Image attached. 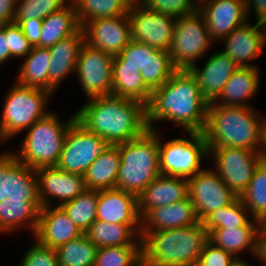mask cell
Listing matches in <instances>:
<instances>
[{
	"mask_svg": "<svg viewBox=\"0 0 266 266\" xmlns=\"http://www.w3.org/2000/svg\"><path fill=\"white\" fill-rule=\"evenodd\" d=\"M207 107L194 76L189 70L177 69L168 81L152 91L146 106L147 126L155 131L157 121H169L186 132H203Z\"/></svg>",
	"mask_w": 266,
	"mask_h": 266,
	"instance_id": "obj_1",
	"label": "cell"
},
{
	"mask_svg": "<svg viewBox=\"0 0 266 266\" xmlns=\"http://www.w3.org/2000/svg\"><path fill=\"white\" fill-rule=\"evenodd\" d=\"M75 117L87 131L97 134L108 145L126 143L149 129L143 103L113 94L88 99L75 112Z\"/></svg>",
	"mask_w": 266,
	"mask_h": 266,
	"instance_id": "obj_2",
	"label": "cell"
},
{
	"mask_svg": "<svg viewBox=\"0 0 266 266\" xmlns=\"http://www.w3.org/2000/svg\"><path fill=\"white\" fill-rule=\"evenodd\" d=\"M264 120L253 107L211 102L208 103L202 133L208 148L232 147L261 151Z\"/></svg>",
	"mask_w": 266,
	"mask_h": 266,
	"instance_id": "obj_3",
	"label": "cell"
},
{
	"mask_svg": "<svg viewBox=\"0 0 266 266\" xmlns=\"http://www.w3.org/2000/svg\"><path fill=\"white\" fill-rule=\"evenodd\" d=\"M143 266H197L208 240L199 221L186 227L141 231Z\"/></svg>",
	"mask_w": 266,
	"mask_h": 266,
	"instance_id": "obj_4",
	"label": "cell"
},
{
	"mask_svg": "<svg viewBox=\"0 0 266 266\" xmlns=\"http://www.w3.org/2000/svg\"><path fill=\"white\" fill-rule=\"evenodd\" d=\"M116 146L121 158L116 189L138 196L161 174L158 130L148 129L140 137Z\"/></svg>",
	"mask_w": 266,
	"mask_h": 266,
	"instance_id": "obj_5",
	"label": "cell"
},
{
	"mask_svg": "<svg viewBox=\"0 0 266 266\" xmlns=\"http://www.w3.org/2000/svg\"><path fill=\"white\" fill-rule=\"evenodd\" d=\"M59 118L51 111L28 128L20 150L13 151L16 159L34 170L57 166L66 133L76 120L75 113L66 121Z\"/></svg>",
	"mask_w": 266,
	"mask_h": 266,
	"instance_id": "obj_6",
	"label": "cell"
},
{
	"mask_svg": "<svg viewBox=\"0 0 266 266\" xmlns=\"http://www.w3.org/2000/svg\"><path fill=\"white\" fill-rule=\"evenodd\" d=\"M12 85L5 95L0 115V142H8L51 112L47 110L51 93L18 82Z\"/></svg>",
	"mask_w": 266,
	"mask_h": 266,
	"instance_id": "obj_7",
	"label": "cell"
},
{
	"mask_svg": "<svg viewBox=\"0 0 266 266\" xmlns=\"http://www.w3.org/2000/svg\"><path fill=\"white\" fill-rule=\"evenodd\" d=\"M188 138H174L162 144L158 131L159 169L162 175L193 177L209 159L208 145L202 132H186Z\"/></svg>",
	"mask_w": 266,
	"mask_h": 266,
	"instance_id": "obj_8",
	"label": "cell"
},
{
	"mask_svg": "<svg viewBox=\"0 0 266 266\" xmlns=\"http://www.w3.org/2000/svg\"><path fill=\"white\" fill-rule=\"evenodd\" d=\"M204 18L196 12L178 17L174 26L169 54L176 69L188 70L213 45Z\"/></svg>",
	"mask_w": 266,
	"mask_h": 266,
	"instance_id": "obj_9",
	"label": "cell"
},
{
	"mask_svg": "<svg viewBox=\"0 0 266 266\" xmlns=\"http://www.w3.org/2000/svg\"><path fill=\"white\" fill-rule=\"evenodd\" d=\"M208 151L215 164L214 170L233 193L240 197L247 189L256 167L263 160L261 151L232 147H214L208 148Z\"/></svg>",
	"mask_w": 266,
	"mask_h": 266,
	"instance_id": "obj_10",
	"label": "cell"
},
{
	"mask_svg": "<svg viewBox=\"0 0 266 266\" xmlns=\"http://www.w3.org/2000/svg\"><path fill=\"white\" fill-rule=\"evenodd\" d=\"M131 40L169 51L177 18L145 7L140 2L127 11Z\"/></svg>",
	"mask_w": 266,
	"mask_h": 266,
	"instance_id": "obj_11",
	"label": "cell"
},
{
	"mask_svg": "<svg viewBox=\"0 0 266 266\" xmlns=\"http://www.w3.org/2000/svg\"><path fill=\"white\" fill-rule=\"evenodd\" d=\"M107 146L103 138L87 131L75 120L66 133L57 167L83 176Z\"/></svg>",
	"mask_w": 266,
	"mask_h": 266,
	"instance_id": "obj_12",
	"label": "cell"
},
{
	"mask_svg": "<svg viewBox=\"0 0 266 266\" xmlns=\"http://www.w3.org/2000/svg\"><path fill=\"white\" fill-rule=\"evenodd\" d=\"M112 73L113 56L84 42L75 74L88 99L112 94Z\"/></svg>",
	"mask_w": 266,
	"mask_h": 266,
	"instance_id": "obj_13",
	"label": "cell"
},
{
	"mask_svg": "<svg viewBox=\"0 0 266 266\" xmlns=\"http://www.w3.org/2000/svg\"><path fill=\"white\" fill-rule=\"evenodd\" d=\"M188 190L200 222L211 212L228 206L237 198L213 168L202 169L188 178Z\"/></svg>",
	"mask_w": 266,
	"mask_h": 266,
	"instance_id": "obj_14",
	"label": "cell"
},
{
	"mask_svg": "<svg viewBox=\"0 0 266 266\" xmlns=\"http://www.w3.org/2000/svg\"><path fill=\"white\" fill-rule=\"evenodd\" d=\"M197 10L204 18L210 39L216 43L248 21L244 0H200Z\"/></svg>",
	"mask_w": 266,
	"mask_h": 266,
	"instance_id": "obj_15",
	"label": "cell"
},
{
	"mask_svg": "<svg viewBox=\"0 0 266 266\" xmlns=\"http://www.w3.org/2000/svg\"><path fill=\"white\" fill-rule=\"evenodd\" d=\"M82 28L88 45L112 56L118 55L131 41L127 15L90 20Z\"/></svg>",
	"mask_w": 266,
	"mask_h": 266,
	"instance_id": "obj_16",
	"label": "cell"
},
{
	"mask_svg": "<svg viewBox=\"0 0 266 266\" xmlns=\"http://www.w3.org/2000/svg\"><path fill=\"white\" fill-rule=\"evenodd\" d=\"M35 172L42 207L53 206V199L60 201L56 206H61L86 189L82 175L62 171L57 166L38 168Z\"/></svg>",
	"mask_w": 266,
	"mask_h": 266,
	"instance_id": "obj_17",
	"label": "cell"
},
{
	"mask_svg": "<svg viewBox=\"0 0 266 266\" xmlns=\"http://www.w3.org/2000/svg\"><path fill=\"white\" fill-rule=\"evenodd\" d=\"M224 49L227 54L239 67H258L251 63L259 59L266 46V24L256 22L245 24L235 28L223 40Z\"/></svg>",
	"mask_w": 266,
	"mask_h": 266,
	"instance_id": "obj_18",
	"label": "cell"
},
{
	"mask_svg": "<svg viewBox=\"0 0 266 266\" xmlns=\"http://www.w3.org/2000/svg\"><path fill=\"white\" fill-rule=\"evenodd\" d=\"M84 234L61 206L42 207L33 237L42 245L56 249Z\"/></svg>",
	"mask_w": 266,
	"mask_h": 266,
	"instance_id": "obj_19",
	"label": "cell"
},
{
	"mask_svg": "<svg viewBox=\"0 0 266 266\" xmlns=\"http://www.w3.org/2000/svg\"><path fill=\"white\" fill-rule=\"evenodd\" d=\"M238 68L239 66L220 50L208 58L203 68L195 64L188 70L196 79L203 98L211 103L219 97L228 79Z\"/></svg>",
	"mask_w": 266,
	"mask_h": 266,
	"instance_id": "obj_20",
	"label": "cell"
},
{
	"mask_svg": "<svg viewBox=\"0 0 266 266\" xmlns=\"http://www.w3.org/2000/svg\"><path fill=\"white\" fill-rule=\"evenodd\" d=\"M188 191L187 178L160 174L137 196L139 216L187 198Z\"/></svg>",
	"mask_w": 266,
	"mask_h": 266,
	"instance_id": "obj_21",
	"label": "cell"
},
{
	"mask_svg": "<svg viewBox=\"0 0 266 266\" xmlns=\"http://www.w3.org/2000/svg\"><path fill=\"white\" fill-rule=\"evenodd\" d=\"M262 223L252 219L247 225L239 228L214 229L208 234V240L214 246L233 254L237 259H243L241 253H251L258 257Z\"/></svg>",
	"mask_w": 266,
	"mask_h": 266,
	"instance_id": "obj_22",
	"label": "cell"
},
{
	"mask_svg": "<svg viewBox=\"0 0 266 266\" xmlns=\"http://www.w3.org/2000/svg\"><path fill=\"white\" fill-rule=\"evenodd\" d=\"M97 220L113 224H141L137 196L116 188L99 190Z\"/></svg>",
	"mask_w": 266,
	"mask_h": 266,
	"instance_id": "obj_23",
	"label": "cell"
},
{
	"mask_svg": "<svg viewBox=\"0 0 266 266\" xmlns=\"http://www.w3.org/2000/svg\"><path fill=\"white\" fill-rule=\"evenodd\" d=\"M84 42L85 33L81 27L74 35L60 40L49 48V93L54 94L67 76L75 74L79 51Z\"/></svg>",
	"mask_w": 266,
	"mask_h": 266,
	"instance_id": "obj_24",
	"label": "cell"
},
{
	"mask_svg": "<svg viewBox=\"0 0 266 266\" xmlns=\"http://www.w3.org/2000/svg\"><path fill=\"white\" fill-rule=\"evenodd\" d=\"M198 222L194 205L188 196L174 204L149 210L141 218V231L176 229Z\"/></svg>",
	"mask_w": 266,
	"mask_h": 266,
	"instance_id": "obj_25",
	"label": "cell"
},
{
	"mask_svg": "<svg viewBox=\"0 0 266 266\" xmlns=\"http://www.w3.org/2000/svg\"><path fill=\"white\" fill-rule=\"evenodd\" d=\"M259 76V67H239L230 76L222 93L214 103L220 105L253 107L248 100H251L259 93Z\"/></svg>",
	"mask_w": 266,
	"mask_h": 266,
	"instance_id": "obj_26",
	"label": "cell"
},
{
	"mask_svg": "<svg viewBox=\"0 0 266 266\" xmlns=\"http://www.w3.org/2000/svg\"><path fill=\"white\" fill-rule=\"evenodd\" d=\"M42 209L40 201L9 200L0 202V233L17 232L23 228L36 232L39 213Z\"/></svg>",
	"mask_w": 266,
	"mask_h": 266,
	"instance_id": "obj_27",
	"label": "cell"
},
{
	"mask_svg": "<svg viewBox=\"0 0 266 266\" xmlns=\"http://www.w3.org/2000/svg\"><path fill=\"white\" fill-rule=\"evenodd\" d=\"M141 224H113L96 220L85 232L86 237L98 248L142 245Z\"/></svg>",
	"mask_w": 266,
	"mask_h": 266,
	"instance_id": "obj_28",
	"label": "cell"
},
{
	"mask_svg": "<svg viewBox=\"0 0 266 266\" xmlns=\"http://www.w3.org/2000/svg\"><path fill=\"white\" fill-rule=\"evenodd\" d=\"M120 164L119 148L108 145L85 171L83 177L86 188L98 191L116 188Z\"/></svg>",
	"mask_w": 266,
	"mask_h": 266,
	"instance_id": "obj_29",
	"label": "cell"
},
{
	"mask_svg": "<svg viewBox=\"0 0 266 266\" xmlns=\"http://www.w3.org/2000/svg\"><path fill=\"white\" fill-rule=\"evenodd\" d=\"M81 28L73 3L43 19L39 47L50 48L62 39L74 35Z\"/></svg>",
	"mask_w": 266,
	"mask_h": 266,
	"instance_id": "obj_30",
	"label": "cell"
},
{
	"mask_svg": "<svg viewBox=\"0 0 266 266\" xmlns=\"http://www.w3.org/2000/svg\"><path fill=\"white\" fill-rule=\"evenodd\" d=\"M112 94L139 101L147 106L152 90L145 84L140 71L132 65H113Z\"/></svg>",
	"mask_w": 266,
	"mask_h": 266,
	"instance_id": "obj_31",
	"label": "cell"
},
{
	"mask_svg": "<svg viewBox=\"0 0 266 266\" xmlns=\"http://www.w3.org/2000/svg\"><path fill=\"white\" fill-rule=\"evenodd\" d=\"M40 201L36 172L16 160L5 171V199Z\"/></svg>",
	"mask_w": 266,
	"mask_h": 266,
	"instance_id": "obj_32",
	"label": "cell"
},
{
	"mask_svg": "<svg viewBox=\"0 0 266 266\" xmlns=\"http://www.w3.org/2000/svg\"><path fill=\"white\" fill-rule=\"evenodd\" d=\"M50 58L49 48L32 47L22 61L15 82L49 92Z\"/></svg>",
	"mask_w": 266,
	"mask_h": 266,
	"instance_id": "obj_33",
	"label": "cell"
},
{
	"mask_svg": "<svg viewBox=\"0 0 266 266\" xmlns=\"http://www.w3.org/2000/svg\"><path fill=\"white\" fill-rule=\"evenodd\" d=\"M252 219H266V160L256 167L247 189L240 196Z\"/></svg>",
	"mask_w": 266,
	"mask_h": 266,
	"instance_id": "obj_34",
	"label": "cell"
},
{
	"mask_svg": "<svg viewBox=\"0 0 266 266\" xmlns=\"http://www.w3.org/2000/svg\"><path fill=\"white\" fill-rule=\"evenodd\" d=\"M81 27L88 21L127 15L129 4L125 0H70Z\"/></svg>",
	"mask_w": 266,
	"mask_h": 266,
	"instance_id": "obj_35",
	"label": "cell"
},
{
	"mask_svg": "<svg viewBox=\"0 0 266 266\" xmlns=\"http://www.w3.org/2000/svg\"><path fill=\"white\" fill-rule=\"evenodd\" d=\"M98 197V190L86 188L76 198L61 205L83 233L97 220Z\"/></svg>",
	"mask_w": 266,
	"mask_h": 266,
	"instance_id": "obj_36",
	"label": "cell"
},
{
	"mask_svg": "<svg viewBox=\"0 0 266 266\" xmlns=\"http://www.w3.org/2000/svg\"><path fill=\"white\" fill-rule=\"evenodd\" d=\"M251 218L242 199L237 197L228 206L208 214L201 223L209 234L214 229L239 228L245 226L252 220Z\"/></svg>",
	"mask_w": 266,
	"mask_h": 266,
	"instance_id": "obj_37",
	"label": "cell"
},
{
	"mask_svg": "<svg viewBox=\"0 0 266 266\" xmlns=\"http://www.w3.org/2000/svg\"><path fill=\"white\" fill-rule=\"evenodd\" d=\"M97 249L84 233L55 250L59 266H94Z\"/></svg>",
	"mask_w": 266,
	"mask_h": 266,
	"instance_id": "obj_38",
	"label": "cell"
},
{
	"mask_svg": "<svg viewBox=\"0 0 266 266\" xmlns=\"http://www.w3.org/2000/svg\"><path fill=\"white\" fill-rule=\"evenodd\" d=\"M94 266H143L142 245L98 248Z\"/></svg>",
	"mask_w": 266,
	"mask_h": 266,
	"instance_id": "obj_39",
	"label": "cell"
},
{
	"mask_svg": "<svg viewBox=\"0 0 266 266\" xmlns=\"http://www.w3.org/2000/svg\"><path fill=\"white\" fill-rule=\"evenodd\" d=\"M176 70L169 51L156 49L153 53H148L147 67L141 70L140 74L145 84L153 91L168 81Z\"/></svg>",
	"mask_w": 266,
	"mask_h": 266,
	"instance_id": "obj_40",
	"label": "cell"
},
{
	"mask_svg": "<svg viewBox=\"0 0 266 266\" xmlns=\"http://www.w3.org/2000/svg\"><path fill=\"white\" fill-rule=\"evenodd\" d=\"M70 0H17L14 20L44 19L61 10Z\"/></svg>",
	"mask_w": 266,
	"mask_h": 266,
	"instance_id": "obj_41",
	"label": "cell"
},
{
	"mask_svg": "<svg viewBox=\"0 0 266 266\" xmlns=\"http://www.w3.org/2000/svg\"><path fill=\"white\" fill-rule=\"evenodd\" d=\"M155 50L145 43L131 40L118 55L113 56V65H132L139 71L144 70L148 63V53Z\"/></svg>",
	"mask_w": 266,
	"mask_h": 266,
	"instance_id": "obj_42",
	"label": "cell"
},
{
	"mask_svg": "<svg viewBox=\"0 0 266 266\" xmlns=\"http://www.w3.org/2000/svg\"><path fill=\"white\" fill-rule=\"evenodd\" d=\"M140 3L151 10L175 18L190 15L198 9L196 0H142Z\"/></svg>",
	"mask_w": 266,
	"mask_h": 266,
	"instance_id": "obj_43",
	"label": "cell"
},
{
	"mask_svg": "<svg viewBox=\"0 0 266 266\" xmlns=\"http://www.w3.org/2000/svg\"><path fill=\"white\" fill-rule=\"evenodd\" d=\"M19 266H59L56 250L36 240L26 249Z\"/></svg>",
	"mask_w": 266,
	"mask_h": 266,
	"instance_id": "obj_44",
	"label": "cell"
},
{
	"mask_svg": "<svg viewBox=\"0 0 266 266\" xmlns=\"http://www.w3.org/2000/svg\"><path fill=\"white\" fill-rule=\"evenodd\" d=\"M237 260L233 254L208 241L202 249L197 266H233Z\"/></svg>",
	"mask_w": 266,
	"mask_h": 266,
	"instance_id": "obj_45",
	"label": "cell"
},
{
	"mask_svg": "<svg viewBox=\"0 0 266 266\" xmlns=\"http://www.w3.org/2000/svg\"><path fill=\"white\" fill-rule=\"evenodd\" d=\"M6 38H8L10 54L13 58L26 57L32 45L29 43L21 27L16 23L5 24Z\"/></svg>",
	"mask_w": 266,
	"mask_h": 266,
	"instance_id": "obj_46",
	"label": "cell"
},
{
	"mask_svg": "<svg viewBox=\"0 0 266 266\" xmlns=\"http://www.w3.org/2000/svg\"><path fill=\"white\" fill-rule=\"evenodd\" d=\"M14 23L18 24L29 43L39 47V38L42 30V19H29V20H14Z\"/></svg>",
	"mask_w": 266,
	"mask_h": 266,
	"instance_id": "obj_47",
	"label": "cell"
},
{
	"mask_svg": "<svg viewBox=\"0 0 266 266\" xmlns=\"http://www.w3.org/2000/svg\"><path fill=\"white\" fill-rule=\"evenodd\" d=\"M245 1V11L247 14V19L249 20L250 15L254 11L256 22H261L266 24V0H244ZM257 16V17H256Z\"/></svg>",
	"mask_w": 266,
	"mask_h": 266,
	"instance_id": "obj_48",
	"label": "cell"
},
{
	"mask_svg": "<svg viewBox=\"0 0 266 266\" xmlns=\"http://www.w3.org/2000/svg\"><path fill=\"white\" fill-rule=\"evenodd\" d=\"M13 152L0 153V202L5 200V171L16 161Z\"/></svg>",
	"mask_w": 266,
	"mask_h": 266,
	"instance_id": "obj_49",
	"label": "cell"
},
{
	"mask_svg": "<svg viewBox=\"0 0 266 266\" xmlns=\"http://www.w3.org/2000/svg\"><path fill=\"white\" fill-rule=\"evenodd\" d=\"M17 0H0V25L14 22Z\"/></svg>",
	"mask_w": 266,
	"mask_h": 266,
	"instance_id": "obj_50",
	"label": "cell"
},
{
	"mask_svg": "<svg viewBox=\"0 0 266 266\" xmlns=\"http://www.w3.org/2000/svg\"><path fill=\"white\" fill-rule=\"evenodd\" d=\"M14 59L10 54L8 38H6L5 25H0V65L7 64ZM1 67V66H0Z\"/></svg>",
	"mask_w": 266,
	"mask_h": 266,
	"instance_id": "obj_51",
	"label": "cell"
},
{
	"mask_svg": "<svg viewBox=\"0 0 266 266\" xmlns=\"http://www.w3.org/2000/svg\"><path fill=\"white\" fill-rule=\"evenodd\" d=\"M259 263L266 266V235H260L259 252L257 257Z\"/></svg>",
	"mask_w": 266,
	"mask_h": 266,
	"instance_id": "obj_52",
	"label": "cell"
},
{
	"mask_svg": "<svg viewBox=\"0 0 266 266\" xmlns=\"http://www.w3.org/2000/svg\"><path fill=\"white\" fill-rule=\"evenodd\" d=\"M263 124V142H262V148H261V155L263 157V160H266V116Z\"/></svg>",
	"mask_w": 266,
	"mask_h": 266,
	"instance_id": "obj_53",
	"label": "cell"
},
{
	"mask_svg": "<svg viewBox=\"0 0 266 266\" xmlns=\"http://www.w3.org/2000/svg\"><path fill=\"white\" fill-rule=\"evenodd\" d=\"M233 266H251V265H249L248 260L245 261L244 259H238Z\"/></svg>",
	"mask_w": 266,
	"mask_h": 266,
	"instance_id": "obj_54",
	"label": "cell"
},
{
	"mask_svg": "<svg viewBox=\"0 0 266 266\" xmlns=\"http://www.w3.org/2000/svg\"><path fill=\"white\" fill-rule=\"evenodd\" d=\"M261 235H266V219H265L264 222L262 223V231H261Z\"/></svg>",
	"mask_w": 266,
	"mask_h": 266,
	"instance_id": "obj_55",
	"label": "cell"
},
{
	"mask_svg": "<svg viewBox=\"0 0 266 266\" xmlns=\"http://www.w3.org/2000/svg\"><path fill=\"white\" fill-rule=\"evenodd\" d=\"M129 5H133V4H136L138 3L139 1L138 0H125Z\"/></svg>",
	"mask_w": 266,
	"mask_h": 266,
	"instance_id": "obj_56",
	"label": "cell"
}]
</instances>
